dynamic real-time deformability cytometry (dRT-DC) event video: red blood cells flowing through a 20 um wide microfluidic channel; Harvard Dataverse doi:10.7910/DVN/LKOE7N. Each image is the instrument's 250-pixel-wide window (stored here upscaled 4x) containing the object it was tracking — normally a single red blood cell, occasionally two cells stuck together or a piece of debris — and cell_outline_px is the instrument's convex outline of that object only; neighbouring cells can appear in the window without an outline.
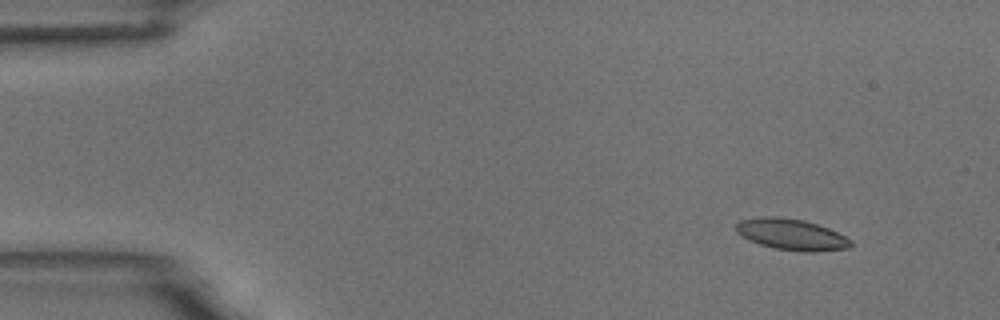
{"species": "common noctule bat (a hibernating species)", "species_latin": "Nyctalus noctula", "temperature_condition": "room temperature", "stored_images_in_passage": 3, "camera_frame_rate_fps": 3000, "um_per_image_px": 0.085, "animal": {"sex": "male", "body_mass_g": 18.8}, "frame": {"image": 1, "passage_image": 2, "time_ms": 1.0, "image_size_px": [1000, 320], "cell_outline_px": [[852, 244], [848, 248], [772, 248], [748, 240], [736, 232], [736, 224], [740, 220], [760, 216], [776, 216], [804, 220], [828, 228], [852, 240]], "centroid_in_image_um": [67.14, 19.85], "position_along_channel_um": 17.9, "area_um2": 19.65}}